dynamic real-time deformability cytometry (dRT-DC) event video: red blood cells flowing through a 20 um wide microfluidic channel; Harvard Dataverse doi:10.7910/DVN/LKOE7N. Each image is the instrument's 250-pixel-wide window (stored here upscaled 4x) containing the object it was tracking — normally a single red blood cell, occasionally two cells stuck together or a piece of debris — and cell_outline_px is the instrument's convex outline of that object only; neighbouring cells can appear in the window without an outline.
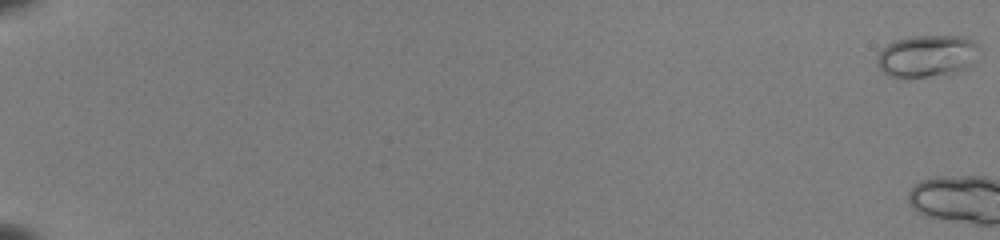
{"species": "common noctule bat (a hibernating species)", "species_latin": "Nyctalus noctula", "temperature_condition": "room temperature", "stored_images_in_passage": 4, "camera_frame_rate_fps": 3000, "um_per_image_px": 0.085, "animal": {"sex": "female", "body_mass_g": 22.0, "forearm_length_mm": 56.7}, "frame": {"image": 1, "passage_image": 1, "time_ms": 0.0, "image_size_px": [1000, 240], "cell_outline_px": [[972, 64], [968, 68], [952, 72], [928, 76], [888, 76], [880, 68], [876, 60], [880, 52], [888, 44], [900, 40], [920, 36], [960, 36], [972, 40]], "centroid_in_image_um": [78.71, 4.76], "position_along_channel_um": 6.3, "area_um2": 23.58}}